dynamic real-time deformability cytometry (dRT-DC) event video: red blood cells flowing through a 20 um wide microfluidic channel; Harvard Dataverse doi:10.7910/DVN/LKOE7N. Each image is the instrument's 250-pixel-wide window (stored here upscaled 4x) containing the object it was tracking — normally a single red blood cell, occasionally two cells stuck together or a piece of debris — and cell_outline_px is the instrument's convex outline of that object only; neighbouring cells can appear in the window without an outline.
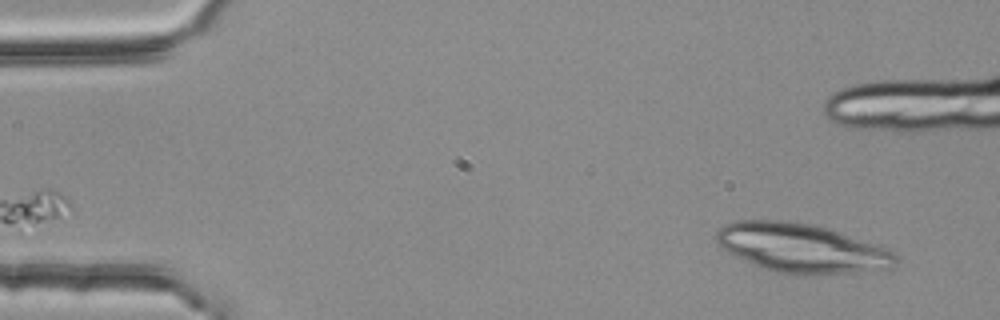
{"species": "common noctule bat (a hibernating species)", "species_latin": "Nyctalus noctula", "temperature_condition": "room temperature", "stored_images_in_passage": 2, "segment_of_instrument_passage": [2, 2], "camera_frame_rate_fps": 3000, "um_per_image_px": 0.085, "animal": {"sex": "female", "body_mass_g": 25.1}, "frame": {"image": 1, "passage_image": 2, "time_ms": 0.333, "image_size_px": [1000, 320], "cell_outline_px": [[900, 256], [896, 264], [888, 272], [804, 276], [776, 272], [764, 268], [736, 256], [720, 248], [716, 244], [716, 232], [724, 224], [736, 220], [780, 220], [808, 224], [828, 228], [880, 244], [888, 248]], "centroid_in_image_um": [68.28, 21.13], "position_along_channel_um": 16.7, "area_um2": 52.71}}